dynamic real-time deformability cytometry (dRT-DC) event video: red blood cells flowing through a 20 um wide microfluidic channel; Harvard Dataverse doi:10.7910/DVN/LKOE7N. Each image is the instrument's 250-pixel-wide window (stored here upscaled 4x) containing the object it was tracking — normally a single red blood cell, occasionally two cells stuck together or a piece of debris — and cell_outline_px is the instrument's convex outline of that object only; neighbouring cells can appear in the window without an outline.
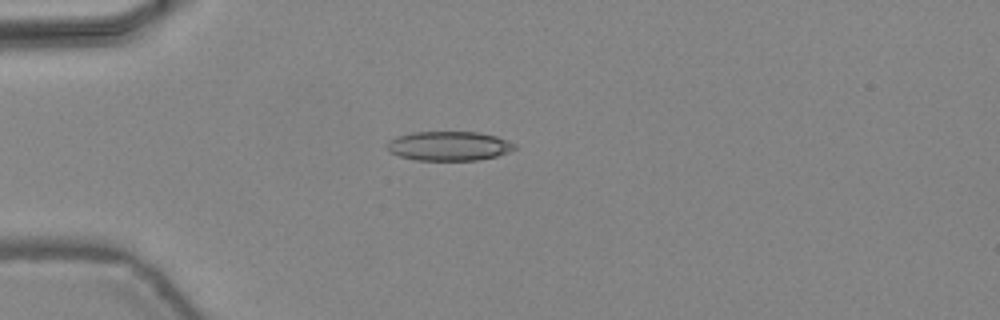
{"species": "common noctule bat (a hibernating species)", "species_latin": "Nyctalus noctula", "temperature_condition": "warm", "stored_images_in_passage": 34, "camera_frame_rate_fps": 3000, "um_per_image_px": 0.085, "animal": {"sex": "female", "body_mass_g": 24.6, "forearm_length_mm": 56.2}, "frame": {"image": 1, "passage_image": 1, "time_ms": 0.0, "image_size_px": [1000, 320], "cell_outline_px": [[516, 148], [508, 152], [496, 156], [480, 160], [416, 160], [400, 156], [388, 152], [388, 140], [396, 136], [412, 132], [476, 132], [496, 136], [508, 140], [516, 144]], "centroid_in_image_um": [38.15, 12.41], "position_along_channel_um": 46.8, "area_um2": 21.85}}
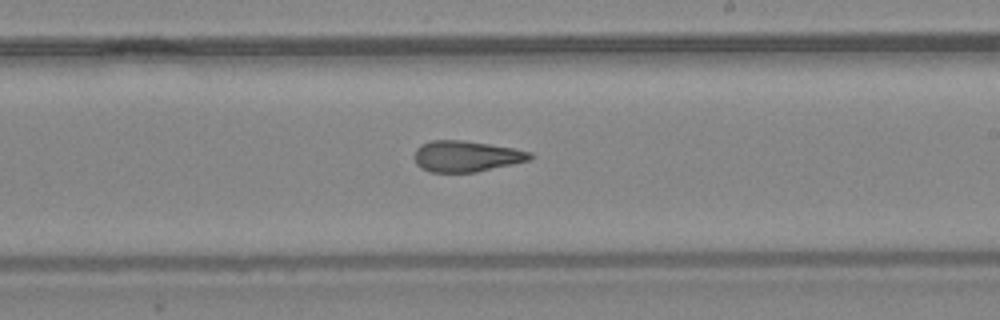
{"frame": {"image": 2, "passage_image": 16, "time_ms": 5.0, "image_size_px": [1000, 320], "cell_outline_px": [[536, 156], [532, 160], [476, 172], [428, 172], [420, 168], [416, 164], [412, 156], [416, 148], [420, 144], [432, 140], [460, 140], [488, 144], [512, 148], [532, 152]], "centroid_in_image_um": [39.61, 13.29], "position_along_channel_um": 249.4, "area_um2": 21.21}}
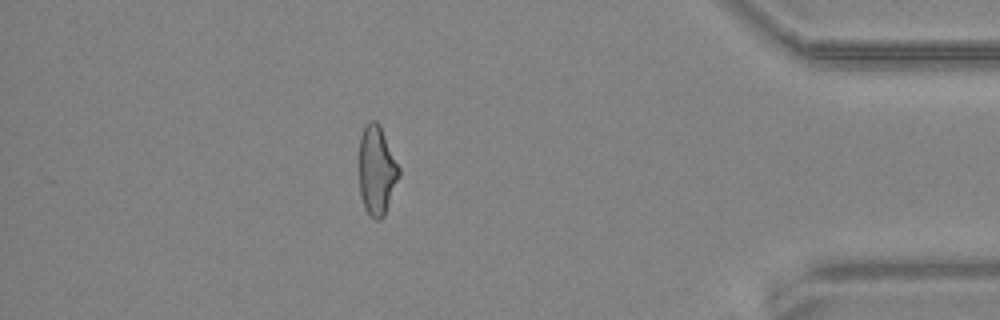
{"frame": {"image": 3, "passage_image": 29, "time_ms": 9.333, "image_size_px": [1000, 320], "cell_outline_px": [[400, 176], [384, 216], [380, 220], [376, 220], [368, 216], [364, 208], [360, 196], [360, 136], [364, 128], [372, 120], [376, 120], [380, 124], [400, 168]], "centroid_in_image_um": [32.04, 14.53], "position_along_channel_um": 403.2, "area_um2": 20.81}, "authors_computed_cell_mechanics": {"area_um2": 21.5016, "velocity_mm_per_s": 4.4793, "shape_relaxation_time_tau1_ms": null, "shape_relaxation_time_tau2_ms": 3.2458, "deformation_change_tau1": null, "deformation_change_tau2": 0.1241}}